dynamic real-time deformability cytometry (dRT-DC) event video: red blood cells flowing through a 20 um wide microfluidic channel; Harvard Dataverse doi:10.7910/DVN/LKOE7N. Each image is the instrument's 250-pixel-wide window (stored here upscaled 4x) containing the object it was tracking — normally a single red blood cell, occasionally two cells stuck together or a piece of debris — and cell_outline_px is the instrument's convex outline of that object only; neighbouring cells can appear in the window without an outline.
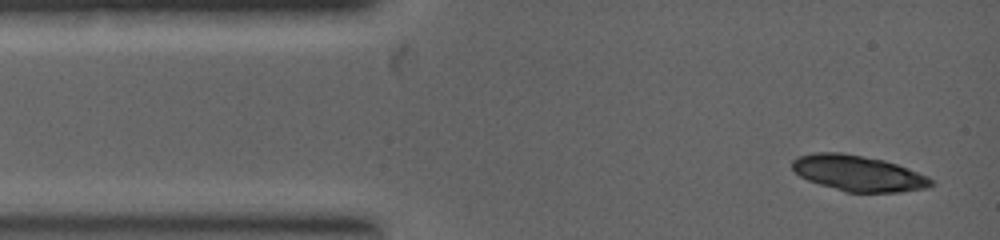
{"species": "common noctule bat (a hibernating species)", "species_latin": "Nyctalus noctula", "temperature_condition": "warm", "stored_images_in_passage": 5, "camera_frame_rate_fps": 5000, "um_per_image_px": 0.085, "animal": {"sex": "female", "body_mass_g": 19.0, "forearm_length_mm": 53.3}, "frame": {"image": 1, "passage_image": 1, "time_ms": 0.0, "image_size_px": [1000, 240], "cell_outline_px": [[932, 184], [928, 188], [900, 192], [844, 192], [808, 180], [800, 176], [792, 168], [792, 160], [796, 156], [812, 152], [840, 152], [884, 160], [908, 168], [928, 176], [932, 180]], "centroid_in_image_um": [72.93, 14.72], "position_along_channel_um": 12.1, "area_um2": 28.96}}